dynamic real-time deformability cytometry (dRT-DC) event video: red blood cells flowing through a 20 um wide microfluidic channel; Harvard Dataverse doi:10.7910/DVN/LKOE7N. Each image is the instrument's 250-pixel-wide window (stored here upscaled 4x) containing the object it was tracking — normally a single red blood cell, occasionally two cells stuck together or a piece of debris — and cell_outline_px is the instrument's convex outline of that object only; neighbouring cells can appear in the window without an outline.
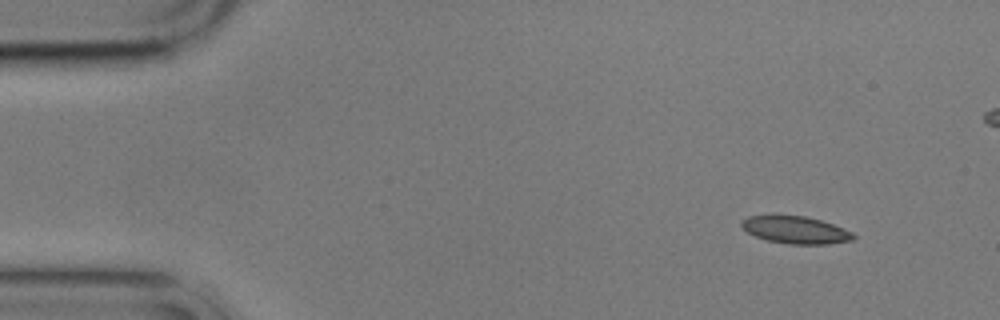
{"species": "common noctule bat (a hibernating species)", "species_latin": "Nyctalus noctula", "temperature_condition": "cold", "stored_images_in_passage": 5, "camera_frame_rate_fps": 3000, "um_per_image_px": 0.085, "animal": {"sex": "male", "body_mass_g": 17.9}, "frame": {"image": 1, "passage_image": 1, "time_ms": 0.0, "image_size_px": [1000, 320], "cell_outline_px": [[856, 236], [852, 240], [828, 244], [788, 244], [768, 240], [756, 236], [748, 232], [740, 224], [740, 220], [748, 216], [772, 212], [776, 212], [804, 216], [820, 220], [832, 224], [852, 232]], "centroid_in_image_um": [67.54, 19.49], "position_along_channel_um": 17.5, "area_um2": 18.38}}